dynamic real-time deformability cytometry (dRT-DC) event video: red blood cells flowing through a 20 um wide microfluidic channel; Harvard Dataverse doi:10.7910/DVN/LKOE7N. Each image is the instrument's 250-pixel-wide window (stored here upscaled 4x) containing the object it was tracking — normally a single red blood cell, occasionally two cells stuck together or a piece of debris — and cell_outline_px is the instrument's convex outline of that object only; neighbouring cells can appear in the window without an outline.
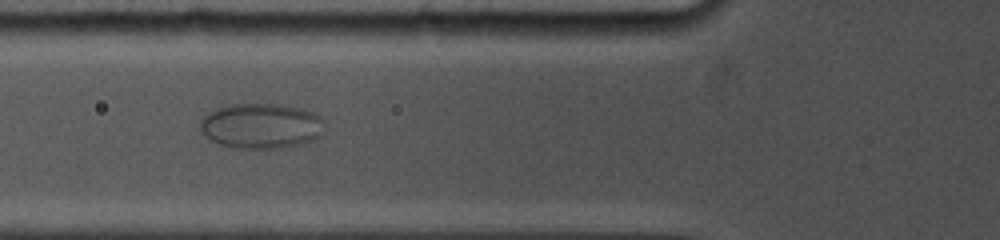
{"species": "common noctule bat (a hibernating species)", "species_latin": "Nyctalus noctula", "temperature_condition": "cold", "stored_images_in_passage": 14, "camera_frame_rate_fps": 5000, "um_per_image_px": 0.085, "animal": {"sex": "female", "body_mass_g": 19.0, "forearm_length_mm": 53.3}, "frame": {"image": 1, "passage_image": 12, "time_ms": 6.2, "image_size_px": [1000, 240], "cell_outline_px": [[324, 132], [320, 136], [312, 140], [300, 144], [276, 148], [236, 148], [220, 144], [204, 136], [200, 132], [200, 120], [204, 116], [216, 108], [232, 104], [276, 104], [300, 108], [312, 112], [320, 116], [324, 120]], "centroid_in_image_um": [22.2, 10.7], "position_along_channel_um": 103.6, "area_um2": 32.83}}
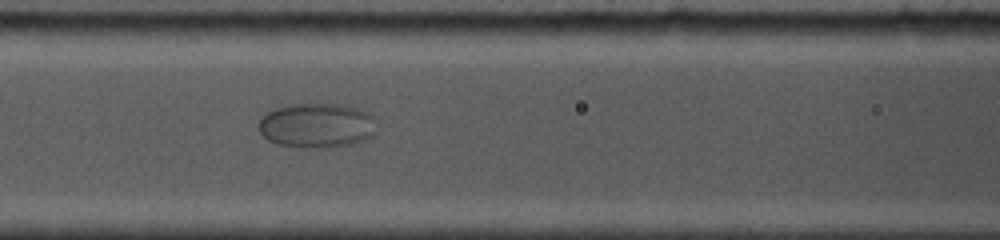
{"frame": {"image": 2, "passage_image": 14, "time_ms": 7.2, "image_size_px": [1000, 240], "cell_outline_px": [[376, 132], [372, 136], [364, 140], [352, 144], [332, 148], [308, 148], [276, 144], [268, 140], [256, 128], [256, 124], [268, 112], [276, 108], [296, 104], [340, 104], [356, 108], [368, 112], [376, 120]], "centroid_in_image_um": [26.95, 10.68], "position_along_channel_um": 139.7, "area_um2": 31.04}}